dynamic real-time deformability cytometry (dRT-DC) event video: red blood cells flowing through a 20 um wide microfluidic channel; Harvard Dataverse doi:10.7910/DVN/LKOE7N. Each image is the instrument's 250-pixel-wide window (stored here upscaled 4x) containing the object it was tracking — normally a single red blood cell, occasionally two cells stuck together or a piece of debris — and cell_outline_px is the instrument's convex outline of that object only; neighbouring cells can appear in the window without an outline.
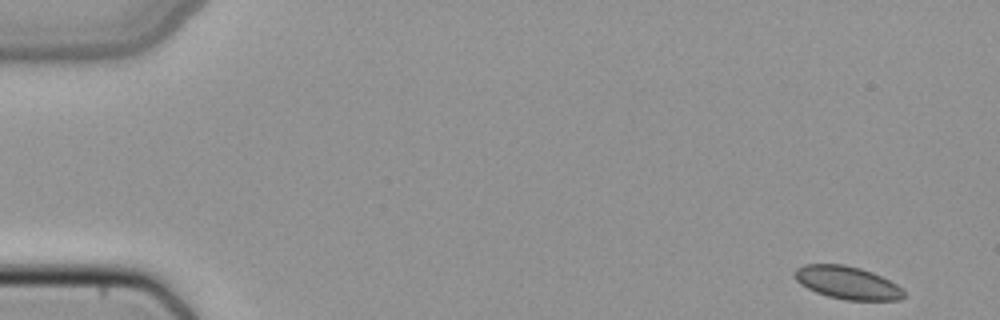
{"species": "common noctule bat (a hibernating species)", "species_latin": "Nyctalus noctula", "temperature_condition": "cold", "stored_images_in_passage": 49, "camera_frame_rate_fps": 3000, "um_per_image_px": 0.085, "animal": {"sex": "female", "body_mass_g": 22.7, "forearm_length_mm": 54.2}, "frame": {"image": 1, "passage_image": 1, "time_ms": 0.0, "image_size_px": [1000, 320], "cell_outline_px": [[904, 296], [900, 300], [844, 300], [828, 296], [816, 292], [800, 284], [796, 280], [792, 272], [796, 268], [804, 264], [844, 264], [860, 268], [872, 272], [896, 284], [904, 292]], "centroid_in_image_um": [71.98, 24.02], "position_along_channel_um": 13.0, "area_um2": 20.87}}
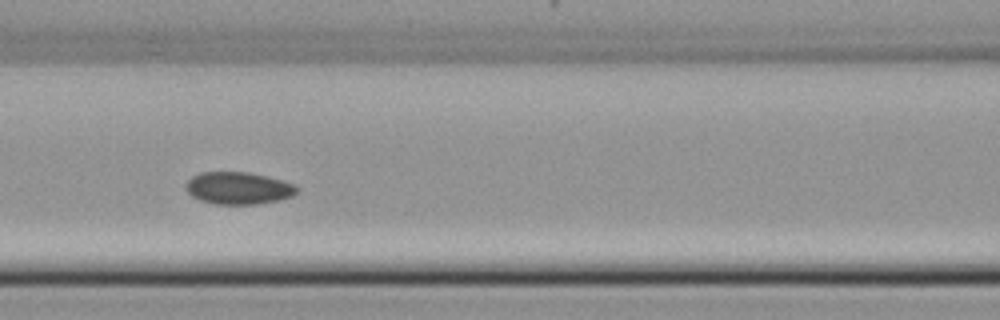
{"frame": {"image": 2, "passage_image": 21, "time_ms": 6.667, "image_size_px": [1000, 320], "cell_outline_px": [[296, 192], [292, 196], [280, 200], [256, 204], [216, 204], [200, 200], [192, 196], [188, 192], [184, 184], [192, 176], [200, 172], [248, 172], [268, 176], [292, 184], [296, 188]], "centroid_in_image_um": [20.22, 15.99], "position_along_channel_um": 146.4, "area_um2": 20.75}}
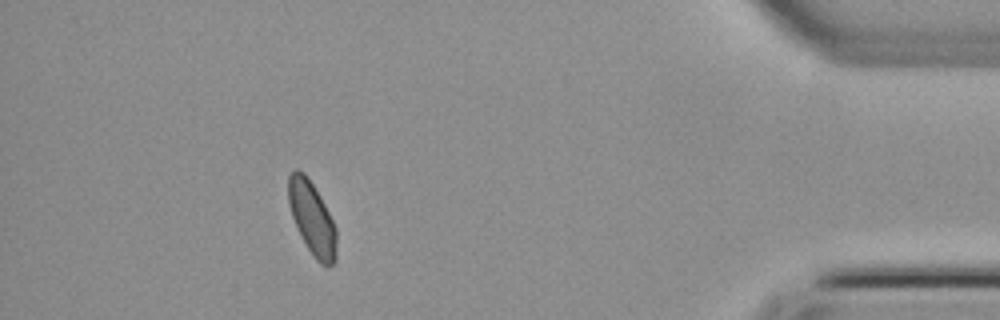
{"frame": {"image": 3, "passage_image": 44, "time_ms": 14.333, "image_size_px": [1000, 320], "cell_outline_px": [[336, 260], [328, 268], [324, 268], [312, 256], [296, 228], [288, 204], [288, 176], [296, 168], [304, 172], [320, 196], [336, 228]], "centroid_in_image_um": [26.51, 18.6], "position_along_channel_um": 408.7, "area_um2": 20.63}}